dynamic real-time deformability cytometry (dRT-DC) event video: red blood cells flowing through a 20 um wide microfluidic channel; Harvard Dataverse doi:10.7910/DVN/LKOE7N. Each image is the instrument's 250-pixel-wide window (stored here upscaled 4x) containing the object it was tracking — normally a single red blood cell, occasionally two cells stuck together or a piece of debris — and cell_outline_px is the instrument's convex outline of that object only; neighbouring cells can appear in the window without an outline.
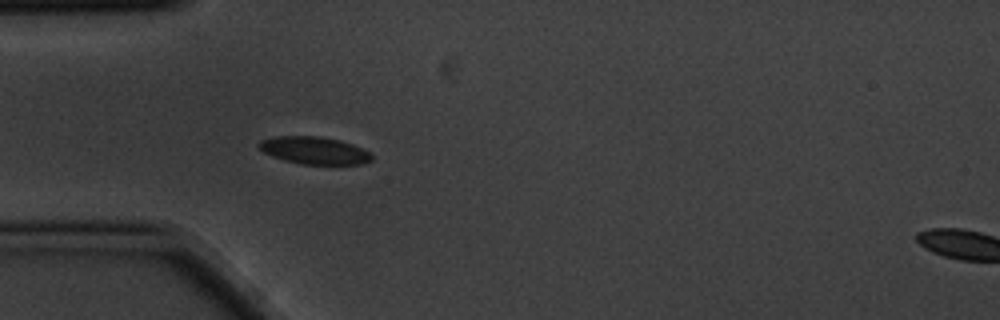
{"species": "common noctule bat (a hibernating species)", "species_latin": "Nyctalus noctula", "temperature_condition": "cold", "stored_images_in_passage": 1, "camera_frame_rate_fps": 3000, "um_per_image_px": 0.085, "animal": {"sex": "male", "body_mass_g": 20.1, "forearm_length_mm": 53.5}, "frame": {"image": 1, "passage_image": 1, "time_ms": 0.0, "image_size_px": [1000, 320], "cell_outline_px": [[372, 160], [360, 164], [300, 164], [284, 160], [272, 156], [264, 152], [256, 144], [260, 140], [276, 136], [320, 136], [340, 140], [352, 144], [368, 152], [372, 156]], "centroid_in_image_um": [26.67, 12.78], "position_along_channel_um": 58.3, "area_um2": 17.92}}